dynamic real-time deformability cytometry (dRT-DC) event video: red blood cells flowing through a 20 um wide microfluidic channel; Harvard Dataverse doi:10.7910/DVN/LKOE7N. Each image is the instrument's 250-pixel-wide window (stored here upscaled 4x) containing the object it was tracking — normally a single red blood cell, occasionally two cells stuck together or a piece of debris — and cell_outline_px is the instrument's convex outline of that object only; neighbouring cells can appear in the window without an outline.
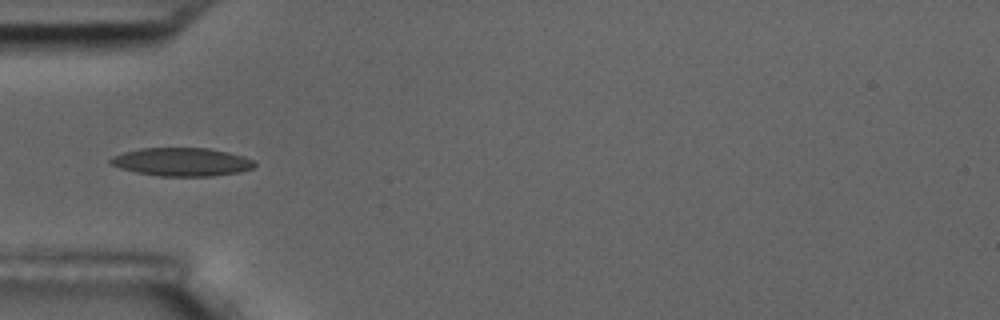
{"species": "common noctule bat (a hibernating species)", "species_latin": "Nyctalus noctula", "temperature_condition": "room temperature", "stored_images_in_passage": 15, "camera_frame_rate_fps": 3000, "um_per_image_px": 0.085, "animal": {"sex": "male", "body_mass_g": 17.5, "forearm_length_mm": 52.3}, "frame": {"image": 1, "passage_image": 5, "time_ms": 5.333, "image_size_px": [1000, 320], "cell_outline_px": [[256, 164], [252, 168], [240, 172], [212, 176], [160, 176], [136, 172], [120, 168], [112, 164], [108, 160], [112, 156], [124, 152], [140, 148], [208, 148], [228, 152], [244, 156], [252, 160]], "centroid_in_image_um": [15.45, 13.76], "position_along_channel_um": 69.6, "area_um2": 23.7}}
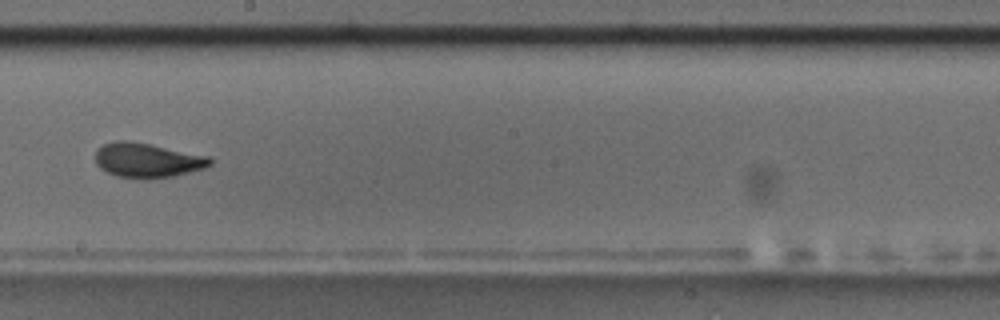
{"frame": {"image": 2, "passage_image": 9, "time_ms": 10.0, "image_size_px": [1000, 320], "cell_outline_px": [[212, 164], [204, 168], [172, 176], [116, 176], [100, 168], [96, 164], [96, 148], [104, 144], [116, 140], [128, 140], [208, 156], [212, 160]], "centroid_in_image_um": [12.49, 13.58], "position_along_channel_um": 235.7, "area_um2": 22.25}, "authors_computed_cell_mechanics": {"area_um2": 23.2356, "velocity_mm_per_s": 3.5641, "shape_relaxation_time_tau1_ms": 5.7862, "shape_relaxation_time_tau2_ms": 1.055, "deformation_change_tau1": 0.1441, "deformation_change_tau2": 0.0575}}